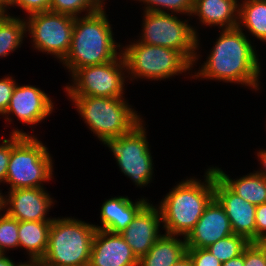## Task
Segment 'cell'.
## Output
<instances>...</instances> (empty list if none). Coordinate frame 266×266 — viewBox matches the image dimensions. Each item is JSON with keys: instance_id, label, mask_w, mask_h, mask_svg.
<instances>
[{"instance_id": "cell-1", "label": "cell", "mask_w": 266, "mask_h": 266, "mask_svg": "<svg viewBox=\"0 0 266 266\" xmlns=\"http://www.w3.org/2000/svg\"><path fill=\"white\" fill-rule=\"evenodd\" d=\"M247 37L239 27L221 29L201 69L190 77L241 84L259 90L261 64L255 46Z\"/></svg>"}, {"instance_id": "cell-2", "label": "cell", "mask_w": 266, "mask_h": 266, "mask_svg": "<svg viewBox=\"0 0 266 266\" xmlns=\"http://www.w3.org/2000/svg\"><path fill=\"white\" fill-rule=\"evenodd\" d=\"M108 20L105 7L88 15L75 17L70 50L61 62L71 76L79 68L110 62L122 53Z\"/></svg>"}, {"instance_id": "cell-3", "label": "cell", "mask_w": 266, "mask_h": 266, "mask_svg": "<svg viewBox=\"0 0 266 266\" xmlns=\"http://www.w3.org/2000/svg\"><path fill=\"white\" fill-rule=\"evenodd\" d=\"M205 179L187 178L174 186L158 205L165 234L186 238L214 198L215 170L205 171Z\"/></svg>"}, {"instance_id": "cell-4", "label": "cell", "mask_w": 266, "mask_h": 266, "mask_svg": "<svg viewBox=\"0 0 266 266\" xmlns=\"http://www.w3.org/2000/svg\"><path fill=\"white\" fill-rule=\"evenodd\" d=\"M88 128L102 142L128 134L143 121L124 98L69 96Z\"/></svg>"}, {"instance_id": "cell-5", "label": "cell", "mask_w": 266, "mask_h": 266, "mask_svg": "<svg viewBox=\"0 0 266 266\" xmlns=\"http://www.w3.org/2000/svg\"><path fill=\"white\" fill-rule=\"evenodd\" d=\"M95 231L93 224L74 217L54 218L42 266L89 265Z\"/></svg>"}, {"instance_id": "cell-6", "label": "cell", "mask_w": 266, "mask_h": 266, "mask_svg": "<svg viewBox=\"0 0 266 266\" xmlns=\"http://www.w3.org/2000/svg\"><path fill=\"white\" fill-rule=\"evenodd\" d=\"M135 42V43H134ZM130 80H164L191 71L193 64L179 51L138 41L121 47ZM132 77V78H131Z\"/></svg>"}, {"instance_id": "cell-7", "label": "cell", "mask_w": 266, "mask_h": 266, "mask_svg": "<svg viewBox=\"0 0 266 266\" xmlns=\"http://www.w3.org/2000/svg\"><path fill=\"white\" fill-rule=\"evenodd\" d=\"M36 136H23L11 149L6 183L9 189L43 188L53 177V160Z\"/></svg>"}, {"instance_id": "cell-8", "label": "cell", "mask_w": 266, "mask_h": 266, "mask_svg": "<svg viewBox=\"0 0 266 266\" xmlns=\"http://www.w3.org/2000/svg\"><path fill=\"white\" fill-rule=\"evenodd\" d=\"M142 33L138 42L168 47L181 52L193 65L198 61L200 41L197 29L188 20L181 21L177 14L167 12H143Z\"/></svg>"}, {"instance_id": "cell-9", "label": "cell", "mask_w": 266, "mask_h": 266, "mask_svg": "<svg viewBox=\"0 0 266 266\" xmlns=\"http://www.w3.org/2000/svg\"><path fill=\"white\" fill-rule=\"evenodd\" d=\"M144 120L128 134L102 141L113 152L121 172L137 187L147 186L153 177V159Z\"/></svg>"}, {"instance_id": "cell-10", "label": "cell", "mask_w": 266, "mask_h": 266, "mask_svg": "<svg viewBox=\"0 0 266 266\" xmlns=\"http://www.w3.org/2000/svg\"><path fill=\"white\" fill-rule=\"evenodd\" d=\"M125 72L122 53L110 62L79 68L72 75V85L65 86L66 95L123 98Z\"/></svg>"}, {"instance_id": "cell-11", "label": "cell", "mask_w": 266, "mask_h": 266, "mask_svg": "<svg viewBox=\"0 0 266 266\" xmlns=\"http://www.w3.org/2000/svg\"><path fill=\"white\" fill-rule=\"evenodd\" d=\"M26 18V32L33 41L32 47L62 62L70 50L75 17L46 11Z\"/></svg>"}, {"instance_id": "cell-12", "label": "cell", "mask_w": 266, "mask_h": 266, "mask_svg": "<svg viewBox=\"0 0 266 266\" xmlns=\"http://www.w3.org/2000/svg\"><path fill=\"white\" fill-rule=\"evenodd\" d=\"M54 103L50 96L43 90L32 85H18L16 84L10 103L6 112L2 115L5 116V121L11 123V115L17 117V120L26 125H37L50 116L53 112Z\"/></svg>"}, {"instance_id": "cell-13", "label": "cell", "mask_w": 266, "mask_h": 266, "mask_svg": "<svg viewBox=\"0 0 266 266\" xmlns=\"http://www.w3.org/2000/svg\"><path fill=\"white\" fill-rule=\"evenodd\" d=\"M54 202L44 188H18L4 195V212L18 221L52 222L47 214Z\"/></svg>"}, {"instance_id": "cell-14", "label": "cell", "mask_w": 266, "mask_h": 266, "mask_svg": "<svg viewBox=\"0 0 266 266\" xmlns=\"http://www.w3.org/2000/svg\"><path fill=\"white\" fill-rule=\"evenodd\" d=\"M214 197L224 207L230 220L233 233L244 237L250 243H256V205L236 195L216 174Z\"/></svg>"}, {"instance_id": "cell-15", "label": "cell", "mask_w": 266, "mask_h": 266, "mask_svg": "<svg viewBox=\"0 0 266 266\" xmlns=\"http://www.w3.org/2000/svg\"><path fill=\"white\" fill-rule=\"evenodd\" d=\"M162 215L158 206L148 203L120 235L131 247L139 260L146 255L156 240L162 235Z\"/></svg>"}, {"instance_id": "cell-16", "label": "cell", "mask_w": 266, "mask_h": 266, "mask_svg": "<svg viewBox=\"0 0 266 266\" xmlns=\"http://www.w3.org/2000/svg\"><path fill=\"white\" fill-rule=\"evenodd\" d=\"M233 233L224 207L214 197L186 239L187 248H207Z\"/></svg>"}, {"instance_id": "cell-17", "label": "cell", "mask_w": 266, "mask_h": 266, "mask_svg": "<svg viewBox=\"0 0 266 266\" xmlns=\"http://www.w3.org/2000/svg\"><path fill=\"white\" fill-rule=\"evenodd\" d=\"M89 266H138V259L120 234L96 230Z\"/></svg>"}, {"instance_id": "cell-18", "label": "cell", "mask_w": 266, "mask_h": 266, "mask_svg": "<svg viewBox=\"0 0 266 266\" xmlns=\"http://www.w3.org/2000/svg\"><path fill=\"white\" fill-rule=\"evenodd\" d=\"M141 198L135 202L128 196L111 197L103 202L100 210L101 226L95 225L96 230H104L113 234L122 233L134 220L136 215L149 203Z\"/></svg>"}, {"instance_id": "cell-19", "label": "cell", "mask_w": 266, "mask_h": 266, "mask_svg": "<svg viewBox=\"0 0 266 266\" xmlns=\"http://www.w3.org/2000/svg\"><path fill=\"white\" fill-rule=\"evenodd\" d=\"M238 0H193L190 16H198L200 23L206 26H219L220 29L238 27Z\"/></svg>"}, {"instance_id": "cell-20", "label": "cell", "mask_w": 266, "mask_h": 266, "mask_svg": "<svg viewBox=\"0 0 266 266\" xmlns=\"http://www.w3.org/2000/svg\"><path fill=\"white\" fill-rule=\"evenodd\" d=\"M162 234L148 253L138 260V266H173L186 254V239Z\"/></svg>"}, {"instance_id": "cell-21", "label": "cell", "mask_w": 266, "mask_h": 266, "mask_svg": "<svg viewBox=\"0 0 266 266\" xmlns=\"http://www.w3.org/2000/svg\"><path fill=\"white\" fill-rule=\"evenodd\" d=\"M217 176L243 200L254 205L266 203V178L255 171L236 179L230 178L221 168L213 167Z\"/></svg>"}, {"instance_id": "cell-22", "label": "cell", "mask_w": 266, "mask_h": 266, "mask_svg": "<svg viewBox=\"0 0 266 266\" xmlns=\"http://www.w3.org/2000/svg\"><path fill=\"white\" fill-rule=\"evenodd\" d=\"M51 223L19 221V248L27 250L29 261H40L45 255Z\"/></svg>"}, {"instance_id": "cell-23", "label": "cell", "mask_w": 266, "mask_h": 266, "mask_svg": "<svg viewBox=\"0 0 266 266\" xmlns=\"http://www.w3.org/2000/svg\"><path fill=\"white\" fill-rule=\"evenodd\" d=\"M238 27L266 42V0H243L239 2ZM244 27V28H243Z\"/></svg>"}, {"instance_id": "cell-24", "label": "cell", "mask_w": 266, "mask_h": 266, "mask_svg": "<svg viewBox=\"0 0 266 266\" xmlns=\"http://www.w3.org/2000/svg\"><path fill=\"white\" fill-rule=\"evenodd\" d=\"M25 19L8 13L0 16V57L4 58L21 47L23 38L27 37Z\"/></svg>"}, {"instance_id": "cell-25", "label": "cell", "mask_w": 266, "mask_h": 266, "mask_svg": "<svg viewBox=\"0 0 266 266\" xmlns=\"http://www.w3.org/2000/svg\"><path fill=\"white\" fill-rule=\"evenodd\" d=\"M249 243L244 237L231 234L209 245L207 249L223 263L241 255Z\"/></svg>"}, {"instance_id": "cell-26", "label": "cell", "mask_w": 266, "mask_h": 266, "mask_svg": "<svg viewBox=\"0 0 266 266\" xmlns=\"http://www.w3.org/2000/svg\"><path fill=\"white\" fill-rule=\"evenodd\" d=\"M104 7L98 0H51L49 11L79 17L94 13Z\"/></svg>"}, {"instance_id": "cell-27", "label": "cell", "mask_w": 266, "mask_h": 266, "mask_svg": "<svg viewBox=\"0 0 266 266\" xmlns=\"http://www.w3.org/2000/svg\"><path fill=\"white\" fill-rule=\"evenodd\" d=\"M19 221L7 215L4 211L0 215V253L11 248L19 247Z\"/></svg>"}, {"instance_id": "cell-28", "label": "cell", "mask_w": 266, "mask_h": 266, "mask_svg": "<svg viewBox=\"0 0 266 266\" xmlns=\"http://www.w3.org/2000/svg\"><path fill=\"white\" fill-rule=\"evenodd\" d=\"M144 3V11L191 15L193 0H137ZM167 10V11H166Z\"/></svg>"}, {"instance_id": "cell-29", "label": "cell", "mask_w": 266, "mask_h": 266, "mask_svg": "<svg viewBox=\"0 0 266 266\" xmlns=\"http://www.w3.org/2000/svg\"><path fill=\"white\" fill-rule=\"evenodd\" d=\"M23 136H30V134L23 130L14 129L10 134V138L3 139L0 144V183H6L11 149Z\"/></svg>"}, {"instance_id": "cell-30", "label": "cell", "mask_w": 266, "mask_h": 266, "mask_svg": "<svg viewBox=\"0 0 266 266\" xmlns=\"http://www.w3.org/2000/svg\"><path fill=\"white\" fill-rule=\"evenodd\" d=\"M244 266H266V243H249L244 249Z\"/></svg>"}, {"instance_id": "cell-31", "label": "cell", "mask_w": 266, "mask_h": 266, "mask_svg": "<svg viewBox=\"0 0 266 266\" xmlns=\"http://www.w3.org/2000/svg\"><path fill=\"white\" fill-rule=\"evenodd\" d=\"M186 253L193 266H222V262L212 255L207 248H187Z\"/></svg>"}, {"instance_id": "cell-32", "label": "cell", "mask_w": 266, "mask_h": 266, "mask_svg": "<svg viewBox=\"0 0 266 266\" xmlns=\"http://www.w3.org/2000/svg\"><path fill=\"white\" fill-rule=\"evenodd\" d=\"M15 81L12 76L0 78V115H3L8 108L13 90L17 84Z\"/></svg>"}, {"instance_id": "cell-33", "label": "cell", "mask_w": 266, "mask_h": 266, "mask_svg": "<svg viewBox=\"0 0 266 266\" xmlns=\"http://www.w3.org/2000/svg\"><path fill=\"white\" fill-rule=\"evenodd\" d=\"M51 0H15L14 6L21 7V10L28 15L49 11Z\"/></svg>"}, {"instance_id": "cell-34", "label": "cell", "mask_w": 266, "mask_h": 266, "mask_svg": "<svg viewBox=\"0 0 266 266\" xmlns=\"http://www.w3.org/2000/svg\"><path fill=\"white\" fill-rule=\"evenodd\" d=\"M256 243H266V203L256 206Z\"/></svg>"}, {"instance_id": "cell-35", "label": "cell", "mask_w": 266, "mask_h": 266, "mask_svg": "<svg viewBox=\"0 0 266 266\" xmlns=\"http://www.w3.org/2000/svg\"><path fill=\"white\" fill-rule=\"evenodd\" d=\"M258 161H260V165H262V169L255 171L259 175L266 178V149H261L257 152Z\"/></svg>"}, {"instance_id": "cell-36", "label": "cell", "mask_w": 266, "mask_h": 266, "mask_svg": "<svg viewBox=\"0 0 266 266\" xmlns=\"http://www.w3.org/2000/svg\"><path fill=\"white\" fill-rule=\"evenodd\" d=\"M222 266H244V250L238 257L223 262Z\"/></svg>"}, {"instance_id": "cell-37", "label": "cell", "mask_w": 266, "mask_h": 266, "mask_svg": "<svg viewBox=\"0 0 266 266\" xmlns=\"http://www.w3.org/2000/svg\"><path fill=\"white\" fill-rule=\"evenodd\" d=\"M22 262L18 264L14 263L9 257L5 255V253H0V266H20Z\"/></svg>"}, {"instance_id": "cell-38", "label": "cell", "mask_w": 266, "mask_h": 266, "mask_svg": "<svg viewBox=\"0 0 266 266\" xmlns=\"http://www.w3.org/2000/svg\"><path fill=\"white\" fill-rule=\"evenodd\" d=\"M14 2L15 0H0V10L3 13H8L7 11V7L8 9L13 6L14 7Z\"/></svg>"}, {"instance_id": "cell-39", "label": "cell", "mask_w": 266, "mask_h": 266, "mask_svg": "<svg viewBox=\"0 0 266 266\" xmlns=\"http://www.w3.org/2000/svg\"><path fill=\"white\" fill-rule=\"evenodd\" d=\"M173 266H193L189 256L187 253L180 259L178 260Z\"/></svg>"}, {"instance_id": "cell-40", "label": "cell", "mask_w": 266, "mask_h": 266, "mask_svg": "<svg viewBox=\"0 0 266 266\" xmlns=\"http://www.w3.org/2000/svg\"><path fill=\"white\" fill-rule=\"evenodd\" d=\"M20 266H42L40 261H27L23 262Z\"/></svg>"}, {"instance_id": "cell-41", "label": "cell", "mask_w": 266, "mask_h": 266, "mask_svg": "<svg viewBox=\"0 0 266 266\" xmlns=\"http://www.w3.org/2000/svg\"><path fill=\"white\" fill-rule=\"evenodd\" d=\"M2 211H4V194L2 195V191L0 190V215Z\"/></svg>"}, {"instance_id": "cell-42", "label": "cell", "mask_w": 266, "mask_h": 266, "mask_svg": "<svg viewBox=\"0 0 266 266\" xmlns=\"http://www.w3.org/2000/svg\"><path fill=\"white\" fill-rule=\"evenodd\" d=\"M103 6H105V0H98Z\"/></svg>"}]
</instances>
